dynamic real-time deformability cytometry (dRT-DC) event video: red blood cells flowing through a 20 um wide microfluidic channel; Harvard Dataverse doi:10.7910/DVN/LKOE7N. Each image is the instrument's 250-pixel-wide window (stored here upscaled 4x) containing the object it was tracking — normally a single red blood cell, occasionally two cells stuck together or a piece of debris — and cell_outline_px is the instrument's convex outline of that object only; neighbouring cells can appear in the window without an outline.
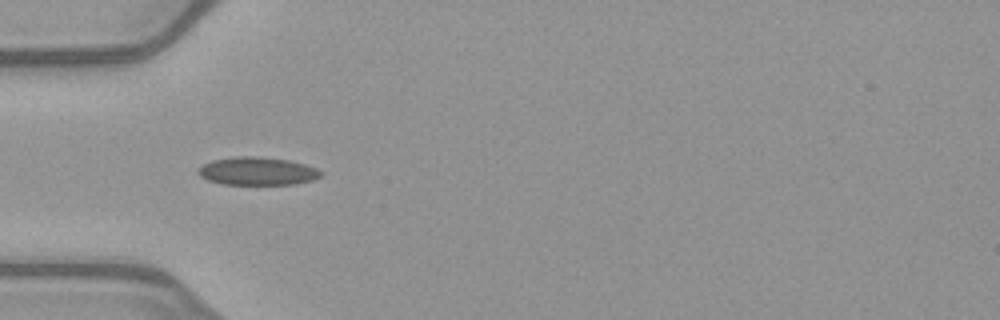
{"species": "common noctule bat (a hibernating species)", "species_latin": "Nyctalus noctula", "temperature_condition": "warm", "stored_images_in_passage": 48, "camera_frame_rate_fps": 3000, "um_per_image_px": 0.085, "animal": {"sex": "female", "body_mass_g": 21.9}, "frame": {"image": 1, "passage_image": 13, "time_ms": 4.0, "image_size_px": [1000, 320], "cell_outline_px": [[324, 172], [320, 176], [312, 180], [296, 184], [220, 184], [208, 180], [200, 176], [196, 172], [204, 164], [212, 160], [236, 156], [256, 156], [288, 160], [304, 164], [316, 168]], "centroid_in_image_um": [21.87, 14.55], "position_along_channel_um": 63.1, "area_um2": 20.0}}
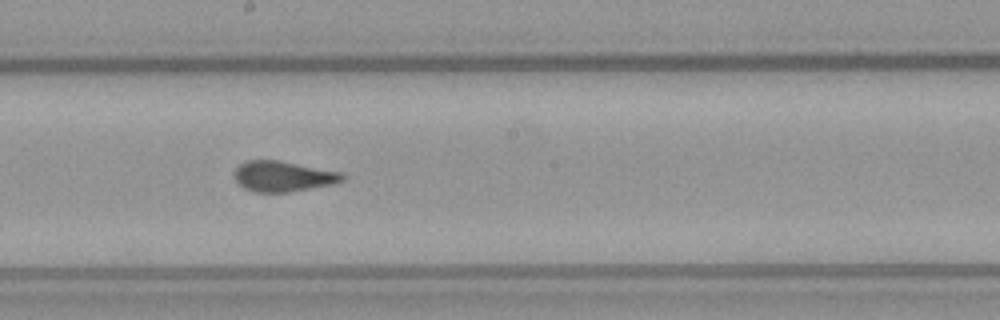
{"frame": {"image": 2, "passage_image": 25, "time_ms": 8.0, "image_size_px": [1000, 320], "cell_outline_px": [[344, 180], [332, 184], [288, 192], [256, 192], [244, 188], [236, 180], [232, 172], [244, 160], [280, 160], [340, 172], [344, 176]], "centroid_in_image_um": [24.02, 14.97], "position_along_channel_um": 224.2, "area_um2": 19.13}}
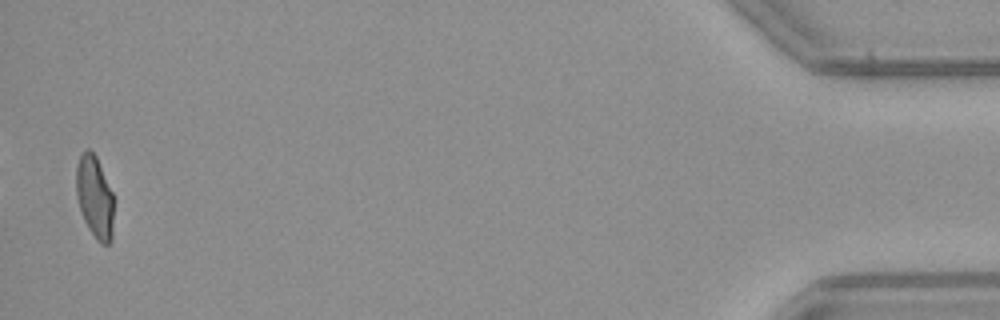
{"frame": {"image": 3, "passage_image": 47, "time_ms": 15.333, "image_size_px": [1000, 320], "cell_outline_px": [[112, 240], [108, 244], [100, 244], [96, 240], [88, 228], [84, 220], [80, 208], [76, 192], [76, 168], [80, 156], [88, 148], [96, 156], [112, 192]], "centroid_in_image_um": [8.04, 16.77], "position_along_channel_um": 427.2, "area_um2": 17.69}}